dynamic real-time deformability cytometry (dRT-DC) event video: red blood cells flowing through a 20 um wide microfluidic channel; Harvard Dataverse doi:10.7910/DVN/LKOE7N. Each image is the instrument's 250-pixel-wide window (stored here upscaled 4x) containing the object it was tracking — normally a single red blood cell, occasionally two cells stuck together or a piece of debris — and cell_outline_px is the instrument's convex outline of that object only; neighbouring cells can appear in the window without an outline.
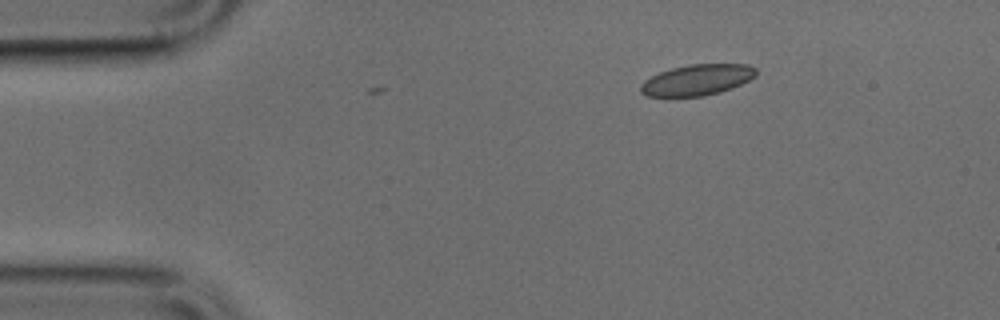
{"species": "common noctule bat (a hibernating species)", "species_latin": "Nyctalus noctula", "temperature_condition": "cold", "stored_images_in_passage": 40, "camera_frame_rate_fps": 3000, "um_per_image_px": 0.085, "animal": {"sex": "male", "body_mass_g": 17.9, "forearm_length_mm": 54.2}, "frame": {"image": 1, "passage_image": 1, "time_ms": 0.0, "image_size_px": [1000, 320], "cell_outline_px": [[756, 76], [732, 88], [720, 92], [704, 96], [648, 96], [640, 92], [640, 84], [644, 80], [660, 72], [672, 68], [692, 64], [748, 64], [756, 68]], "centroid_in_image_um": [59.26, 6.79], "position_along_channel_um": 25.7, "area_um2": 20.69}}
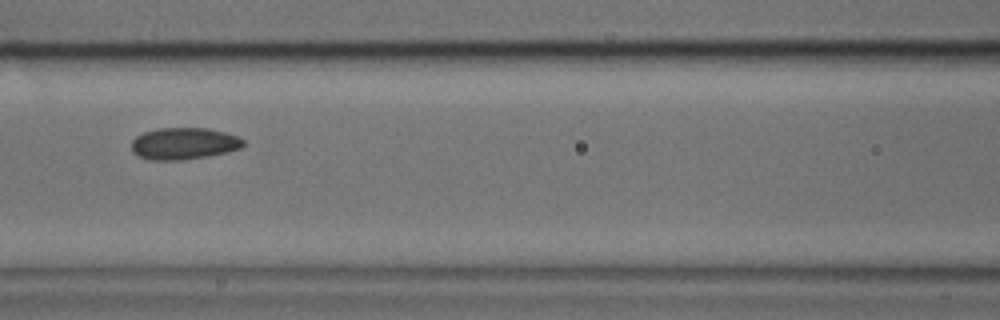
{"frame": {"image": 2, "passage_image": 15, "time_ms": 4.667, "image_size_px": [1000, 320], "cell_outline_px": [[244, 144], [240, 148], [228, 152], [208, 156], [184, 160], [148, 160], [136, 156], [132, 152], [132, 140], [136, 136], [144, 132], [156, 128], [208, 128], [224, 132], [236, 136], [244, 140]], "centroid_in_image_um": [15.59, 12.21], "position_along_channel_um": 151.0, "area_um2": 20.92}}
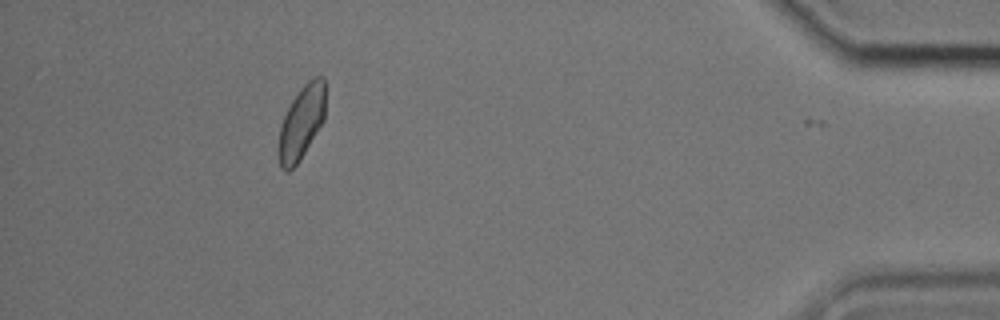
{"frame": {"image": 3, "passage_image": 39, "time_ms": 12.667, "image_size_px": [1000, 320], "cell_outline_px": [[324, 120], [300, 160], [288, 172], [284, 172], [280, 168], [276, 152], [280, 124], [292, 100], [300, 88], [308, 80], [316, 76], [324, 76]], "centroid_in_image_um": [25.57, 10.46], "position_along_channel_um": 409.6, "area_um2": 20.29}}